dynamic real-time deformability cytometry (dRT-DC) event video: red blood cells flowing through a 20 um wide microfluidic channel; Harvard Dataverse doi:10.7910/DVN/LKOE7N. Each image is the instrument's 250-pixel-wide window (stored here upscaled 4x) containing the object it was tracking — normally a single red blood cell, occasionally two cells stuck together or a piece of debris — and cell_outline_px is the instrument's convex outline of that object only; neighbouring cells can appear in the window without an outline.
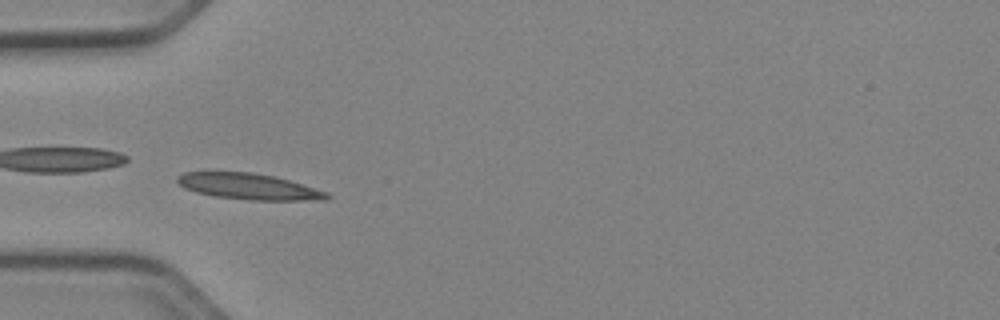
{"species": "Egyptian fruit bat (a non-hibernating species)", "species_latin": "Rousettus aegyptiacus", "temperature_condition": "cold", "stored_images_in_passage": 49, "camera_frame_rate_fps": 3000, "um_per_image_px": 0.085, "animal": {"sex": "female"}, "frame": {"image": 1, "passage_image": 14, "time_ms": 4.333, "image_size_px": [1000, 320], "cell_outline_px": [[332, 196], [324, 200], [248, 200], [212, 196], [196, 192], [184, 188], [176, 180], [176, 176], [184, 172], [252, 172], [272, 176], [288, 180], [328, 192]], "centroid_in_image_um": [21.12, 15.86], "position_along_channel_um": 63.9, "area_um2": 22.66}}
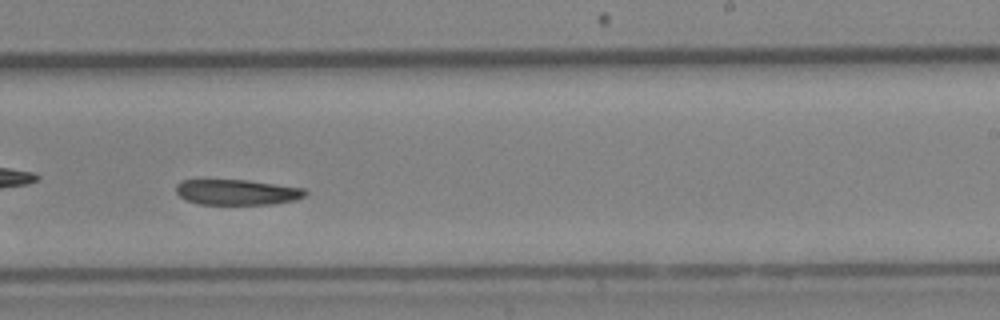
{"frame": {"image": 2, "passage_image": 30, "time_ms": 9.667, "image_size_px": [1000, 320], "cell_outline_px": [[308, 192], [304, 196], [296, 200], [272, 204], [200, 204], [184, 200], [176, 192], [176, 184], [180, 180], [248, 180], [304, 188]], "centroid_in_image_um": [20.13, 16.33], "position_along_channel_um": 268.9, "area_um2": 19.25}}
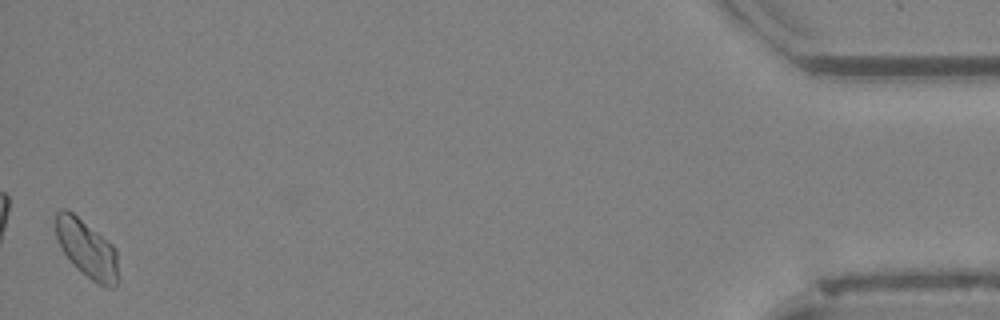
{"frame": {"image": 3, "passage_image": 49, "time_ms": 16.0, "image_size_px": [1000, 320], "cell_outline_px": [[116, 284], [112, 288], [108, 288], [96, 284], [68, 260], [60, 248], [56, 236], [56, 212], [60, 208], [64, 208], [72, 212], [112, 244], [116, 248]], "centroid_in_image_um": [7.34, 21.14], "position_along_channel_um": 427.9, "area_um2": 20.87}}